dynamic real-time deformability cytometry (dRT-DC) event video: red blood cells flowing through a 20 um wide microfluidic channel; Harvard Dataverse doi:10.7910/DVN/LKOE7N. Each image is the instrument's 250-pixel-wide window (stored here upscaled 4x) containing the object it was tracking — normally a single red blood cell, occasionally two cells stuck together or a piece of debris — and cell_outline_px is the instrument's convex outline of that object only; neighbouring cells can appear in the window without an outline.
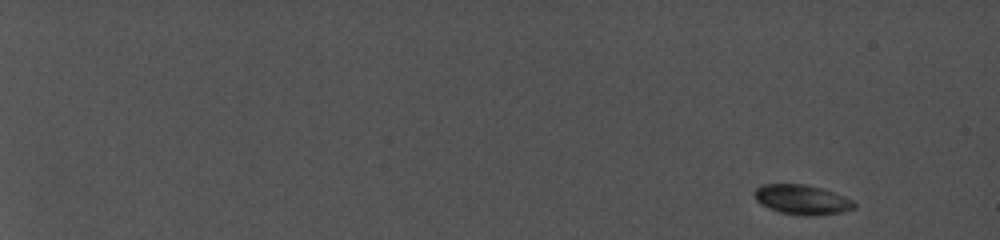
{"species": "common noctule bat (a hibernating species)", "species_latin": "Nyctalus noctula", "temperature_condition": "cold", "stored_images_in_passage": 26, "camera_frame_rate_fps": 5000, "um_per_image_px": 0.085, "animal": {"sex": "female", "body_mass_g": 19.0, "forearm_length_mm": 56.7}, "frame": {"image": 1, "passage_image": 1, "time_ms": 0.0, "image_size_px": [1000, 240], "cell_outline_px": [[856, 208], [840, 212], [816, 216], [804, 216], [780, 212], [768, 208], [760, 204], [756, 200], [756, 188], [760, 184], [804, 184], [820, 188], [844, 196], [852, 200], [856, 204]], "centroid_in_image_um": [68.17, 16.98], "position_along_channel_um": 16.8, "area_um2": 17.22}}
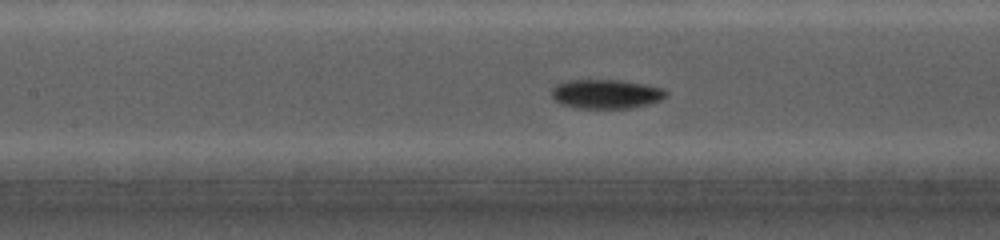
{"frame": {"image": 2, "passage_image": 13, "time_ms": 10.0, "image_size_px": [1000, 240], "cell_outline_px": [[668, 92], [660, 100], [648, 104], [632, 108], [576, 108], [560, 104], [552, 96], [552, 88], [556, 84], [568, 80], [620, 80], [648, 84], [664, 88]], "centroid_in_image_um": [51.53, 7.98], "position_along_channel_um": 155.9, "area_um2": 19.59}}
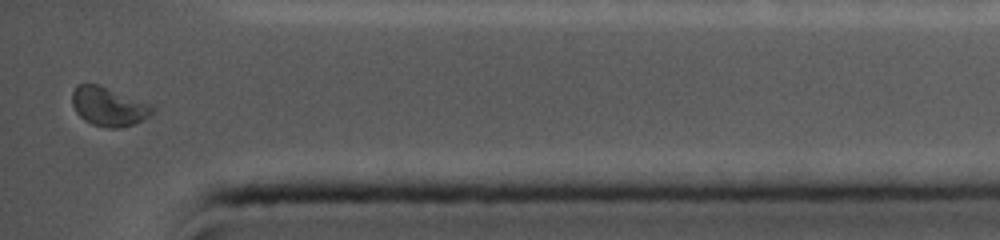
{"frame": {"image": 3, "passage_image": 26, "time_ms": 17.0, "image_size_px": [1000, 240], "cell_outline_px": [[156, 108], [144, 120], [132, 124], [116, 128], [108, 128], [92, 124], [84, 120], [76, 112], [72, 104], [72, 92], [76, 84], [96, 84], [152, 104]], "centroid_in_image_um": [9.22, 9.06], "position_along_channel_um": 426.0, "area_um2": 18.09}, "authors_computed_cell_mechanics": {"area_um2": 18.0047, "velocity_mm_per_s": 3.8738, "shape_relaxation_time_tau1_ms": 2.5532, "shape_relaxation_time_tau2_ms": null, "deformation_change_tau1": 0.0641, "deformation_change_tau2": null}}